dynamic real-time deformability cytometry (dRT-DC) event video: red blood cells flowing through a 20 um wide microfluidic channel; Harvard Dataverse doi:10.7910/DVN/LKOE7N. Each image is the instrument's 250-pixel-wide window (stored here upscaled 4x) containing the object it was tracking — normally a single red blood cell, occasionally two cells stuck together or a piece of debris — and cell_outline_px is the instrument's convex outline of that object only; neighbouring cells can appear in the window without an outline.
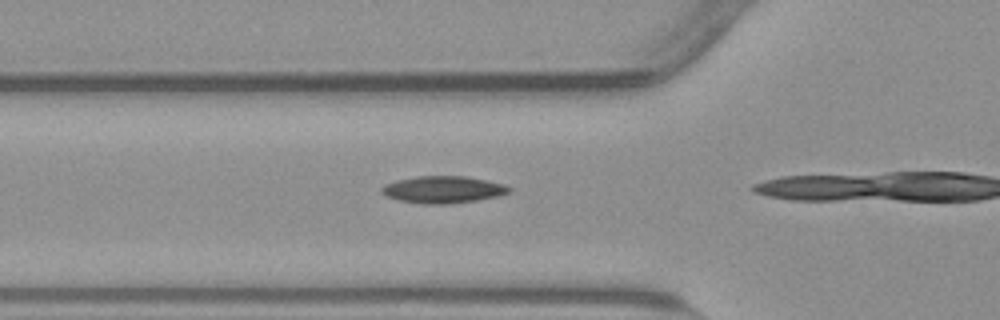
{"species": "common noctule bat (a hibernating species)", "species_latin": "Nyctalus noctula", "temperature_condition": "warm", "stored_images_in_passage": 7, "camera_frame_rate_fps": 3000, "um_per_image_px": 0.085, "animal": {"sex": "male", "body_mass_g": 23.1, "forearm_length_mm": 52.7}, "frame": {"image": 1, "passage_image": 4, "time_ms": 1.0, "image_size_px": [1000, 320], "cell_outline_px": [[512, 192], [500, 196], [452, 204], [424, 204], [400, 200], [388, 196], [380, 192], [380, 188], [384, 184], [396, 180], [416, 176], [464, 176], [488, 180], [504, 184], [512, 188]], "centroid_in_image_um": [37.7, 16.11], "position_along_channel_um": 88.1, "area_um2": 20.29}}